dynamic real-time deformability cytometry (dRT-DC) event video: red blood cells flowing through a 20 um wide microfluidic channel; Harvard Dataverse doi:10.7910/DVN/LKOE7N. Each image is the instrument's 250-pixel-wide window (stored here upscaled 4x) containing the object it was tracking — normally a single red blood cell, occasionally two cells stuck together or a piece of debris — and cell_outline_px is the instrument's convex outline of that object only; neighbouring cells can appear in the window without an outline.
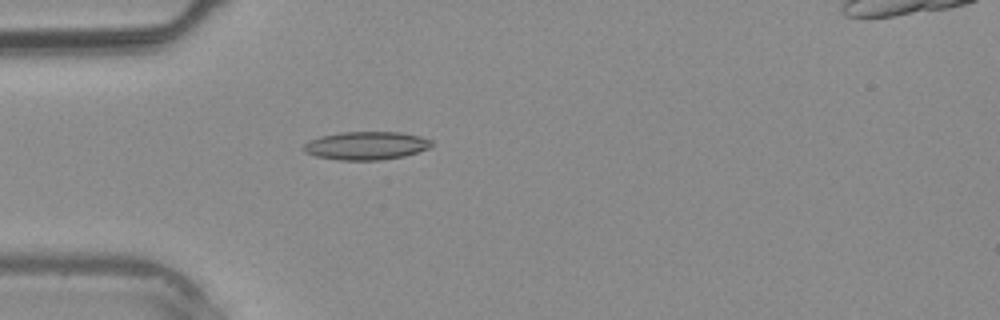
{"species": "common noctule bat (a hibernating species)", "species_latin": "Nyctalus noctula", "temperature_condition": "warm", "stored_images_in_passage": 4, "camera_frame_rate_fps": 3000, "um_per_image_px": 0.085, "animal": {"sex": "male", "body_mass_g": 20.4}, "frame": {"image": 1, "passage_image": 4, "time_ms": 3.333, "image_size_px": [1000, 320], "cell_outline_px": [[432, 148], [404, 156], [380, 160], [340, 160], [316, 156], [304, 152], [300, 148], [308, 140], [320, 136], [340, 132], [400, 132], [420, 136], [432, 140]], "centroid_in_image_um": [31.11, 12.38], "position_along_channel_um": 53.9, "area_um2": 21.27}}